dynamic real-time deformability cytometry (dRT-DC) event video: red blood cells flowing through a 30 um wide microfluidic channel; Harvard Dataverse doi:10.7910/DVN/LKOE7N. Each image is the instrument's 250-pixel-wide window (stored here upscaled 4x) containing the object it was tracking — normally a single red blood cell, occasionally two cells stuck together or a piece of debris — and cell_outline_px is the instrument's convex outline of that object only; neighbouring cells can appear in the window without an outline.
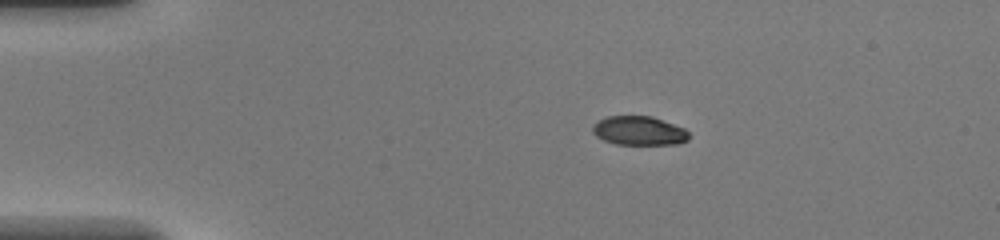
{"species": "common noctule bat (a hibernating species)", "species_latin": "Nyctalus noctula", "temperature_condition": "warm", "stored_images_in_passage": 40, "camera_frame_rate_fps": 3000, "um_per_image_px": 0.085, "animal": {"sex": "female", "body_mass_g": 20.0, "forearm_length_mm": 54.0}, "frame": {"image": 1, "passage_image": 1, "time_ms": 0.0, "image_size_px": [1000, 240], "cell_outline_px": [[688, 140], [680, 144], [616, 144], [604, 140], [596, 136], [592, 132], [592, 128], [600, 120], [608, 116], [652, 116], [684, 128], [688, 132]], "centroid_in_image_um": [54.34, 11.12], "position_along_channel_um": 30.7, "area_um2": 16.13}}
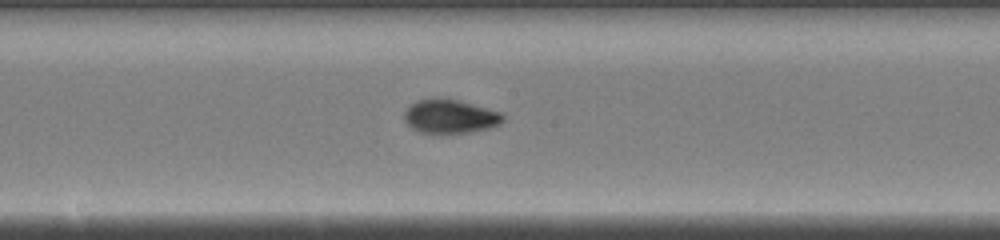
{"frame": {"image": 2, "passage_image": 18, "time_ms": 5.667, "image_size_px": [1000, 240], "cell_outline_px": [[504, 120], [500, 124], [492, 128], [468, 132], [420, 132], [412, 128], [404, 120], [404, 112], [416, 100], [456, 100], [500, 112], [504, 116]], "centroid_in_image_um": [38.28, 9.92], "position_along_channel_um": 209.9, "area_um2": 18.73}}
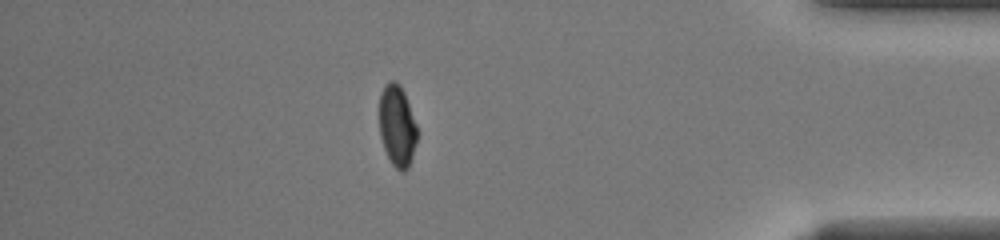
{"frame": {"image": 3, "passage_image": 34, "time_ms": 11.0, "image_size_px": [1000, 240], "cell_outline_px": [[416, 140], [412, 156], [408, 168], [404, 172], [400, 172], [392, 164], [384, 148], [380, 136], [380, 92], [384, 84], [388, 80], [396, 80], [400, 84], [404, 92], [416, 124]], "centroid_in_image_um": [33.74, 10.66], "position_along_channel_um": 401.5, "area_um2": 17.86}, "authors_computed_cell_mechanics": {"area_um2": 18.5827, "velocity_mm_per_s": 4.2812, "shape_relaxation_time_tau1_ms": 3.4953, "shape_relaxation_time_tau2_ms": null, "deformation_change_tau1": 0.217, "deformation_change_tau2": null}}